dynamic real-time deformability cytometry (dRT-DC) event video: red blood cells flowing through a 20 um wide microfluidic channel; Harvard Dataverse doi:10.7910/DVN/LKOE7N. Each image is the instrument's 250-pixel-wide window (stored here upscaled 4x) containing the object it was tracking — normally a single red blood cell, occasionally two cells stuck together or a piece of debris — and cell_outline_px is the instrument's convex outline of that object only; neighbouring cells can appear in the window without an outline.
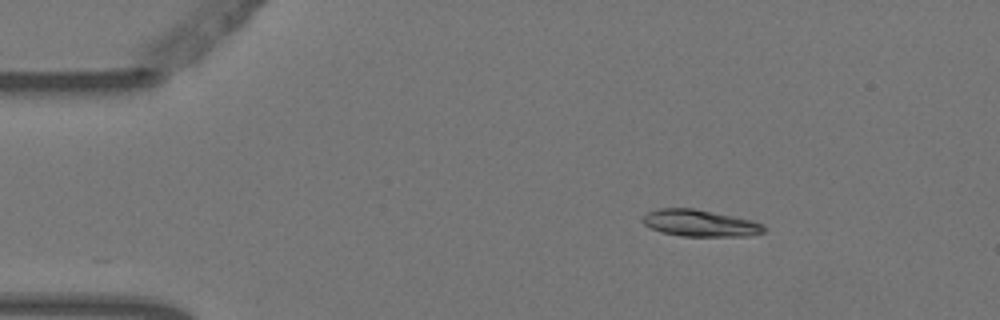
{"species": "Egyptian fruit bat (a non-hibernating species)", "species_latin": "Rousettus aegyptiacus", "temperature_condition": "warm", "stored_images_in_passage": 4, "camera_frame_rate_fps": 3000, "um_per_image_px": 0.085, "animal": {"sex": "female"}, "frame": {"image": 1, "passage_image": 2, "time_ms": 0.333, "image_size_px": [1000, 320], "cell_outline_px": [[768, 228], [764, 232], [748, 236], [680, 236], [660, 232], [644, 224], [640, 220], [648, 212], [660, 208], [692, 208], [752, 220], [764, 224]], "centroid_in_image_um": [59.52, 18.98], "position_along_channel_um": 25.5, "area_um2": 18.9}}